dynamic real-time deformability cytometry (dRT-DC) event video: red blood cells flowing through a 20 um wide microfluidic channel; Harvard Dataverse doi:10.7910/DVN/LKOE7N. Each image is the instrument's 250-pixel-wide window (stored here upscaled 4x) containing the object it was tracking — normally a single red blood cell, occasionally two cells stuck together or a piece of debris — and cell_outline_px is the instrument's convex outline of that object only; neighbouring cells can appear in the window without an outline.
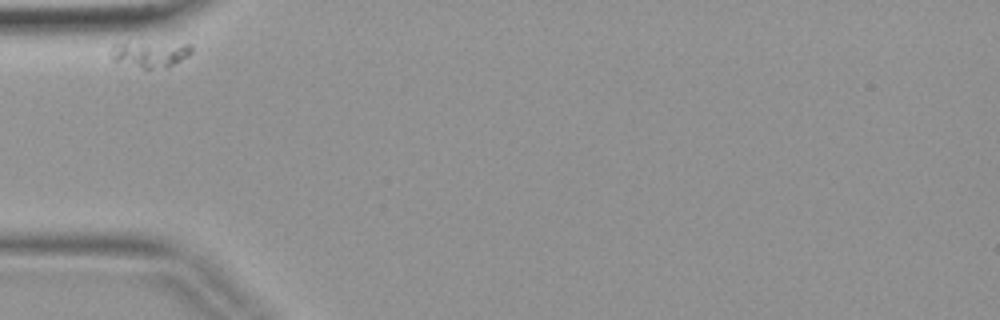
{"species": "common noctule bat (a hibernating species)", "species_latin": "Nyctalus noctula", "temperature_condition": "warm", "stored_images_in_passage": 2, "camera_frame_rate_fps": 3000, "um_per_image_px": 0.085, "animal": {"sex": "female", "body_mass_g": 19.9}, "frame": {"image": 1, "passage_image": 1, "time_ms": 0.0, "image_size_px": [1000, 320], "cell_outline_px": [[192, 52], [188, 56], [164, 68], [144, 68], [112, 60], [108, 56], [112, 48], [116, 44], [192, 44]], "centroid_in_image_um": [12.76, 4.62], "position_along_channel_um": 72.2, "area_um2": 11.62}}
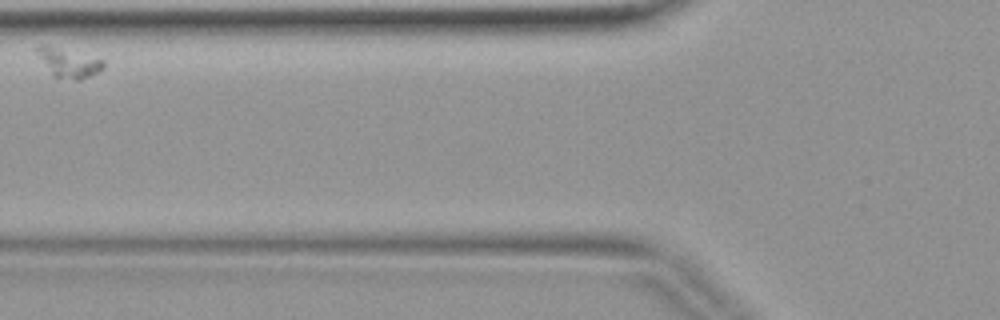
{"frame": {"image": 2, "passage_image": 2, "time_ms": 0.333, "image_size_px": [1000, 320], "cell_outline_px": [[104, 68], [80, 80], [76, 80], [52, 76], [36, 52], [36, 48], [40, 44], [44, 44], [104, 60]], "centroid_in_image_um": [5.81, 5.34], "position_along_channel_um": 120.0, "area_um2": 10.92}}